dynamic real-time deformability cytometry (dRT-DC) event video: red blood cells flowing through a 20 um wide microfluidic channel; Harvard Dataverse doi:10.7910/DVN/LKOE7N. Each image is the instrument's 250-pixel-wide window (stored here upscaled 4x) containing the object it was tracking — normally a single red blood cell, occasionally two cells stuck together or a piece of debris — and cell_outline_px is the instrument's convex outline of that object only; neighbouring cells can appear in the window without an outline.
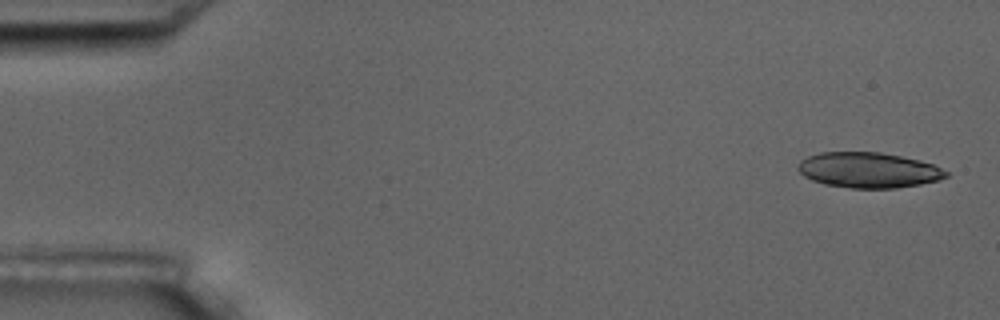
{"species": "common noctule bat (a hibernating species)", "species_latin": "Nyctalus noctula", "temperature_condition": "room temperature", "stored_images_in_passage": 5, "camera_frame_rate_fps": 3000, "um_per_image_px": 0.085, "animal": {"sex": "male", "body_mass_g": 17.5, "forearm_length_mm": 52.3}, "frame": {"image": 1, "passage_image": 1, "time_ms": 0.0, "image_size_px": [1000, 320], "cell_outline_px": [[948, 176], [940, 180], [920, 184], [896, 188], [852, 188], [824, 184], [812, 180], [804, 176], [796, 168], [796, 164], [800, 160], [808, 156], [820, 152], [880, 152], [920, 160], [932, 164], [948, 172]], "centroid_in_image_um": [73.79, 14.45], "position_along_channel_um": 11.2, "area_um2": 30.63}}